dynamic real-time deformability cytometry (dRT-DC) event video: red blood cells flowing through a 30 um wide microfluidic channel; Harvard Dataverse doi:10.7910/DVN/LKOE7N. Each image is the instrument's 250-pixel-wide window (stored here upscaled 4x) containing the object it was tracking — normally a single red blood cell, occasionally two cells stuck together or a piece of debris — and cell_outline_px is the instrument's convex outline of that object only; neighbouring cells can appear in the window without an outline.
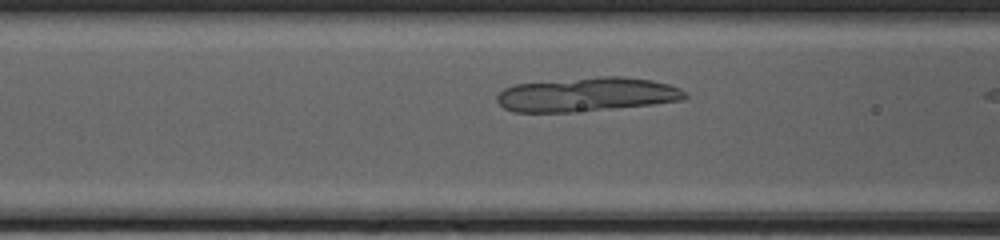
{"species": "common noctule bat (a hibernating species)", "species_latin": "Nyctalus noctula", "temperature_condition": "cold", "stored_images_in_passage": 8, "camera_frame_rate_fps": 3000, "um_per_image_px": 0.085, "animal": {"sex": "female", "body_mass_g": 20.0, "forearm_length_mm": 54.0}, "frame": {"image": 1, "passage_image": 6, "time_ms": 1.667, "image_size_px": [1000, 240], "cell_outline_px": [[688, 96], [684, 100], [652, 104], [572, 112], [512, 112], [504, 108], [496, 100], [496, 96], [504, 88], [516, 84], [600, 76], [624, 76], [652, 80], [668, 84], [680, 88]], "centroid_in_image_um": [49.88, 8.03], "position_along_channel_um": 116.7, "area_um2": 37.22}}